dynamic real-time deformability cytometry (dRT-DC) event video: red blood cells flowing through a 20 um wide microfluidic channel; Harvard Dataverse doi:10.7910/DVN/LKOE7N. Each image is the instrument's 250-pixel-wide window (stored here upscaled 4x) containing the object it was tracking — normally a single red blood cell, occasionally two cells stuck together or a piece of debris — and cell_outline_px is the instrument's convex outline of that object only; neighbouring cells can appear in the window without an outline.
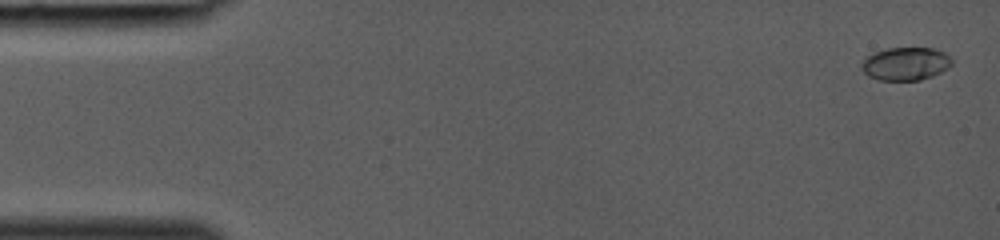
{"species": "common noctule bat (a hibernating species)", "species_latin": "Nyctalus noctula", "temperature_condition": "room temperature", "stored_images_in_passage": 39, "camera_frame_rate_fps": 3000, "um_per_image_px": 0.085, "animal": {"sex": "female", "body_mass_g": 19.0, "forearm_length_mm": 53.3}, "frame": {"image": 1, "passage_image": 2, "time_ms": 0.333, "image_size_px": [1000, 240], "cell_outline_px": [[952, 64], [948, 68], [932, 76], [920, 80], [880, 80], [868, 76], [860, 68], [860, 64], [864, 56], [872, 52], [888, 48], [936, 48], [944, 52], [952, 60]], "centroid_in_image_um": [76.93, 5.41], "position_along_channel_um": 8.1, "area_um2": 17.63}}
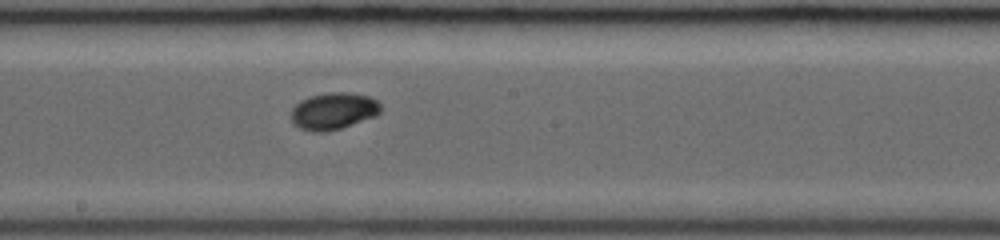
{"frame": {"image": 2, "passage_image": 23, "time_ms": 7.333, "image_size_px": [1000, 240], "cell_outline_px": [[380, 112], [376, 116], [328, 132], [312, 132], [300, 128], [292, 124], [288, 116], [292, 108], [300, 100], [312, 96], [328, 92], [348, 92], [368, 96], [376, 100], [380, 104]], "centroid_in_image_um": [28.28, 9.45], "position_along_channel_um": 219.9, "area_um2": 19.48}}
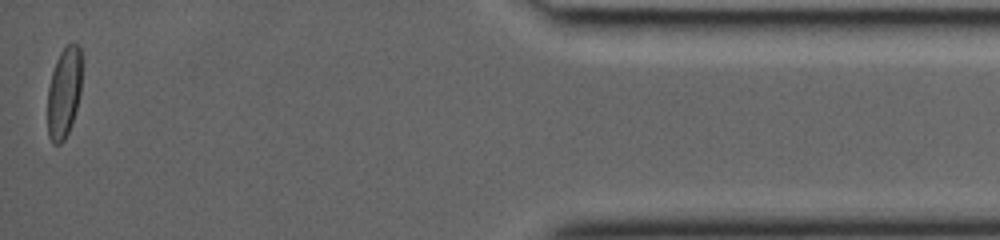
{"frame": {"image": 3, "passage_image": 39, "time_ms": 12.667, "image_size_px": [1000, 240], "cell_outline_px": [[80, 92], [72, 124], [64, 140], [60, 144], [52, 144], [48, 136], [48, 88], [52, 72], [56, 60], [60, 52], [72, 40], [80, 48]], "centroid_in_image_um": [5.42, 7.89], "position_along_channel_um": 429.8, "area_um2": 17.98}}